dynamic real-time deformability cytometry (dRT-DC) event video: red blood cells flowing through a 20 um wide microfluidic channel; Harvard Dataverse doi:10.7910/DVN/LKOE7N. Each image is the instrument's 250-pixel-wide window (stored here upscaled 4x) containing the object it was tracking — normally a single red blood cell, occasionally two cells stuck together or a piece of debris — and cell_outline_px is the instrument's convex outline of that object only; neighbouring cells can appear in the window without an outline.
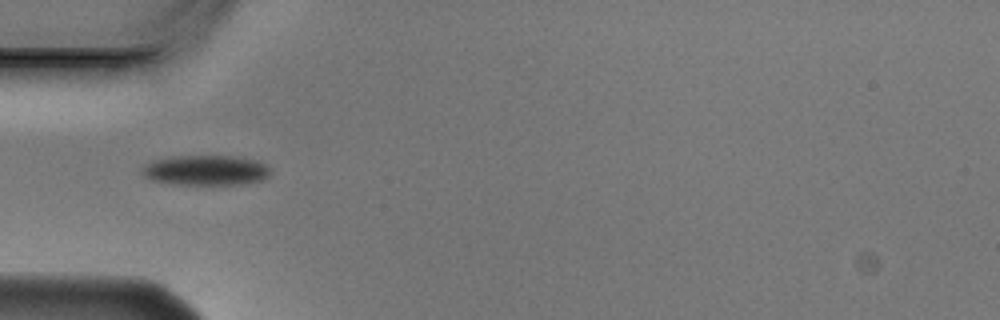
{"species": "Egyptian fruit bat (a non-hibernating species)", "species_latin": "Rousettus aegyptiacus", "temperature_condition": "cold", "stored_images_in_passage": 6, "camera_frame_rate_fps": 3000, "um_per_image_px": 0.085, "animal": {"sex": "male"}, "frame": {"image": 1, "passage_image": 4, "time_ms": 1.0, "image_size_px": [1000, 320], "cell_outline_px": [[268, 176], [260, 180], [244, 184], [172, 184], [152, 180], [144, 176], [140, 172], [140, 168], [144, 164], [152, 160], [172, 156], [232, 156], [256, 160], [264, 164], [268, 168]], "centroid_in_image_um": [17.4, 14.47], "position_along_channel_um": 67.6, "area_um2": 22.48}}
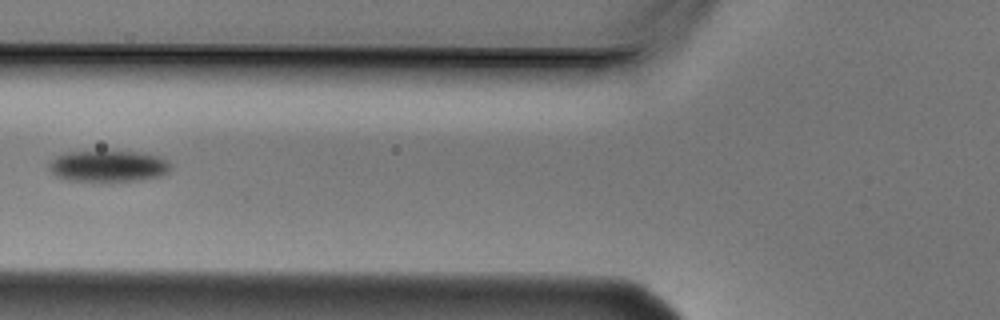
{"frame": {"image": 2, "passage_image": 5, "time_ms": 1.333, "image_size_px": [1000, 320], "cell_outline_px": [[172, 168], [168, 172], [160, 176], [140, 180], [108, 184], [68, 180], [56, 176], [48, 168], [48, 164], [56, 156], [64, 152], [144, 152], [156, 156], [164, 160]], "centroid_in_image_um": [9.16, 14.17], "position_along_channel_um": 116.6, "area_um2": 22.77}}
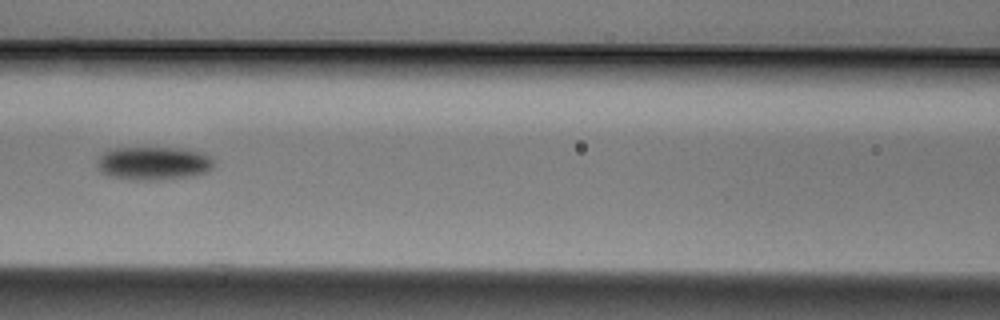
{"frame": {"image": 3, "passage_image": 6, "time_ms": 1.667, "image_size_px": [1000, 320], "cell_outline_px": [[216, 164], [208, 172], [196, 176], [156, 180], [128, 180], [112, 176], [100, 172], [96, 168], [96, 160], [108, 148], [188, 148], [204, 152], [212, 156]], "centroid_in_image_um": [13.09, 13.88], "position_along_channel_um": 153.5, "area_um2": 23.47}}